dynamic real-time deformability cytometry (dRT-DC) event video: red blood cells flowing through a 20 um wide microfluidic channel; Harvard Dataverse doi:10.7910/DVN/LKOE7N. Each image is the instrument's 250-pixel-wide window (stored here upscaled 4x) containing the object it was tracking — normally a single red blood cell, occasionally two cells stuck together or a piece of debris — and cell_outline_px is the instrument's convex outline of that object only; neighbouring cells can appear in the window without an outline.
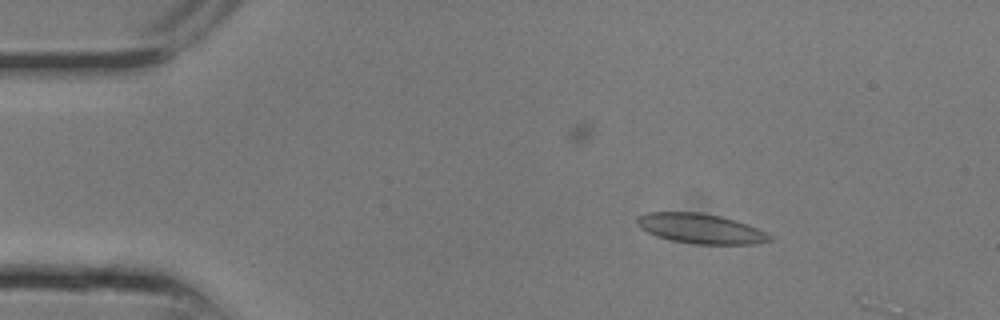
{"species": "common noctule bat (a hibernating species)", "species_latin": "Nyctalus noctula", "temperature_condition": "room temperature", "stored_images_in_passage": 4, "camera_frame_rate_fps": 3000, "um_per_image_px": 0.085, "animal": {"sex": "male", "body_mass_g": 13.3}, "frame": {"image": 1, "passage_image": 3, "time_ms": 0.667, "image_size_px": [1000, 320], "cell_outline_px": [[772, 240], [752, 244], [696, 244], [672, 240], [656, 236], [640, 228], [636, 224], [636, 216], [648, 212], [700, 212], [720, 216], [736, 220], [748, 224], [768, 232], [772, 236]], "centroid_in_image_um": [59.55, 19.42], "position_along_channel_um": 25.4, "area_um2": 23.24}}